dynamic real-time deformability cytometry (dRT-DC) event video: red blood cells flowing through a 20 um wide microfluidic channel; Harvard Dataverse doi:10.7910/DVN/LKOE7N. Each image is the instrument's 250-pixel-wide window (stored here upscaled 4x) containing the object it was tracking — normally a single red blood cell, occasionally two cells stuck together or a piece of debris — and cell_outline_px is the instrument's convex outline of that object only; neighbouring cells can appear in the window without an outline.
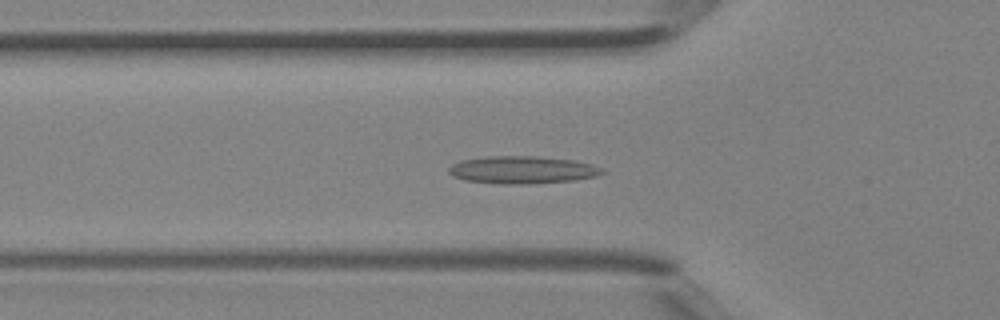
{"species": "Egyptian fruit bat (a non-hibernating species)", "species_latin": "Rousettus aegyptiacus", "temperature_condition": "room temperature", "stored_images_in_passage": 31, "camera_frame_rate_fps": 3000, "um_per_image_px": 0.085, "animal": {"sex": "female"}, "frame": {"image": 1, "passage_image": 4, "time_ms": 1.0, "image_size_px": [1000, 320], "cell_outline_px": [[604, 172], [596, 176], [572, 180], [528, 184], [504, 184], [464, 180], [452, 176], [448, 172], [448, 168], [452, 164], [460, 160], [484, 156], [536, 156], [572, 160], [592, 164], [604, 168]], "centroid_in_image_um": [44.36, 14.43], "position_along_channel_um": 81.4, "area_um2": 24.68}}
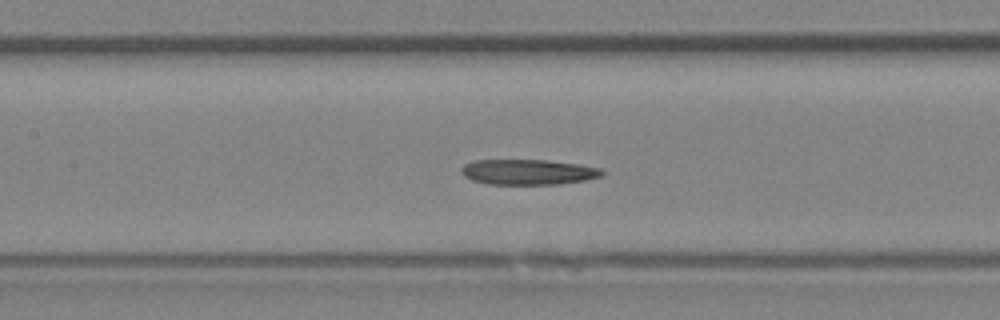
{"frame": {"image": 2, "passage_image": 9, "time_ms": 2.667, "image_size_px": [1000, 320], "cell_outline_px": [[604, 172], [600, 176], [584, 180], [560, 184], [488, 184], [472, 180], [464, 176], [460, 172], [460, 168], [464, 164], [472, 160], [548, 160], [576, 164], [600, 168]], "centroid_in_image_um": [44.82, 14.62], "position_along_channel_um": 162.6, "area_um2": 20.75}}
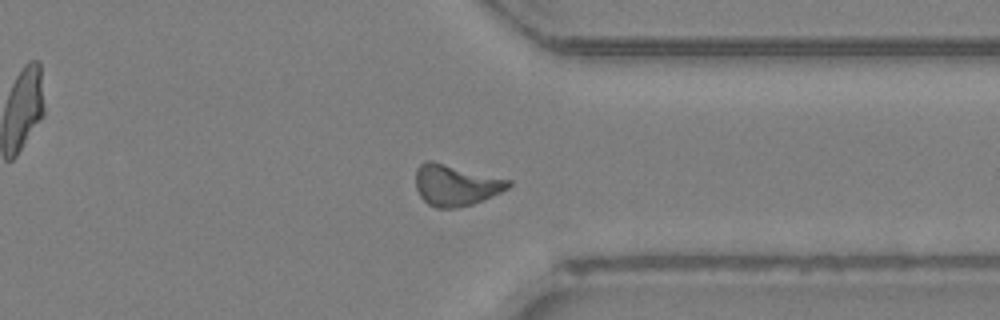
{"frame": {"image": 3, "passage_image": 22, "time_ms": 7.0, "image_size_px": [1000, 320], "cell_outline_px": [[512, 184], [508, 188], [492, 196], [472, 204], [456, 208], [436, 208], [428, 204], [420, 196], [416, 188], [416, 168], [424, 160], [432, 160], [512, 180]], "centroid_in_image_um": [38.72, 15.72], "position_along_channel_um": 372.7, "area_um2": 22.37}}